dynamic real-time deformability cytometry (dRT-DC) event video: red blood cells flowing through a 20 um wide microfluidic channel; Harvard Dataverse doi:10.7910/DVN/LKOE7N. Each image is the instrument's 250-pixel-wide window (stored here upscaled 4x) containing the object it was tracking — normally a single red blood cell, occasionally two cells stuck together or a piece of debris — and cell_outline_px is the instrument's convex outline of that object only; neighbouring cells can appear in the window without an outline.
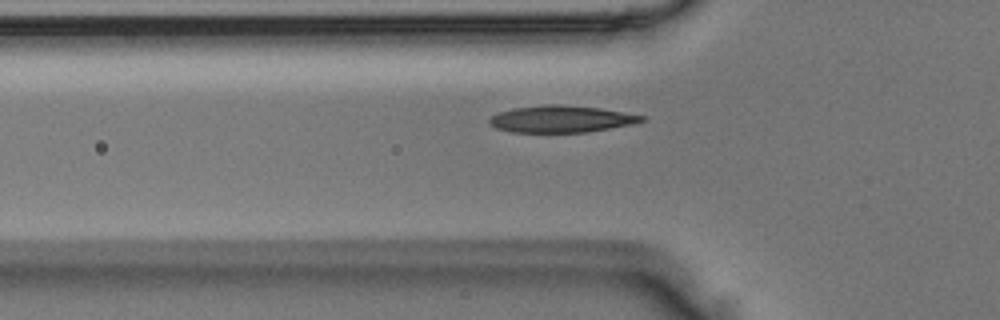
{"species": "Egyptian fruit bat (a non-hibernating species)", "species_latin": "Rousettus aegyptiacus", "temperature_condition": "room temperature", "stored_images_in_passage": 34, "camera_frame_rate_fps": 3000, "um_per_image_px": 0.085, "animal": {"sex": "male"}, "frame": {"image": 1, "passage_image": 5, "time_ms": 1.333, "image_size_px": [1000, 320], "cell_outline_px": [[644, 120], [632, 124], [588, 132], [512, 132], [496, 128], [488, 120], [492, 116], [500, 112], [512, 108], [544, 104], [560, 104], [600, 108], [644, 116]], "centroid_in_image_um": [47.68, 10.11], "position_along_channel_um": 78.1, "area_um2": 23.64}}
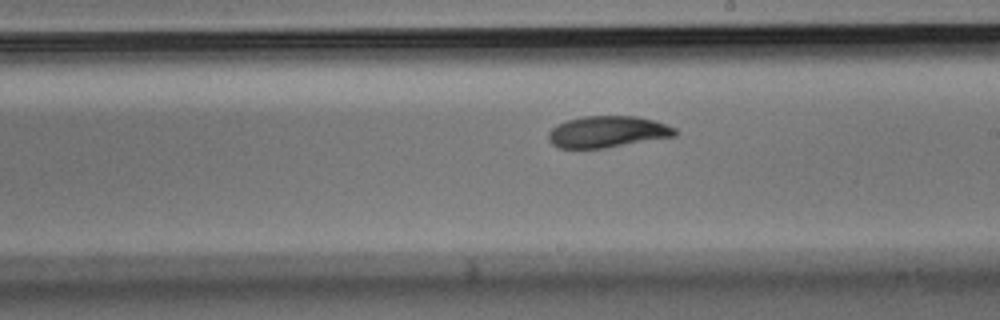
{"frame": {"image": 2, "passage_image": 17, "time_ms": 5.333, "image_size_px": [1000, 320], "cell_outline_px": [[680, 132], [676, 136], [604, 148], [560, 148], [552, 144], [548, 140], [548, 132], [552, 128], [568, 120], [584, 116], [636, 116], [656, 120], [676, 128]], "centroid_in_image_um": [51.69, 11.2], "position_along_channel_um": 237.3, "area_um2": 23.29}}
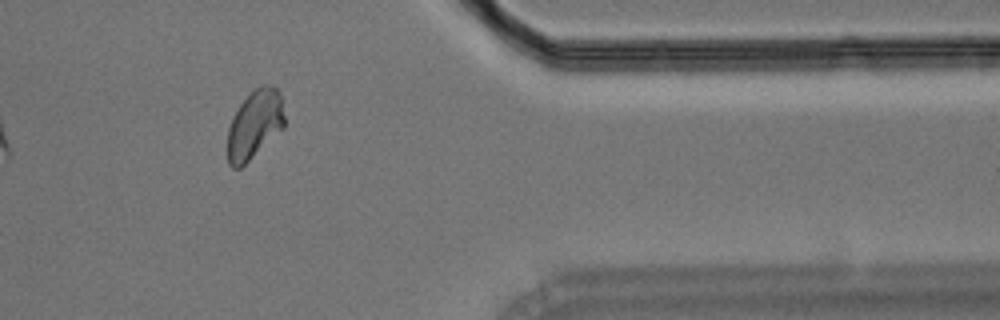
{"frame": {"image": 3, "passage_image": 30, "time_ms": 9.667, "image_size_px": [1000, 320], "cell_outline_px": [[284, 128], [240, 168], [232, 168], [228, 164], [228, 128], [232, 116], [240, 104], [260, 84], [272, 84], [280, 92], [284, 116]], "centroid_in_image_um": [21.64, 10.57], "position_along_channel_um": 389.8, "area_um2": 22.72}}